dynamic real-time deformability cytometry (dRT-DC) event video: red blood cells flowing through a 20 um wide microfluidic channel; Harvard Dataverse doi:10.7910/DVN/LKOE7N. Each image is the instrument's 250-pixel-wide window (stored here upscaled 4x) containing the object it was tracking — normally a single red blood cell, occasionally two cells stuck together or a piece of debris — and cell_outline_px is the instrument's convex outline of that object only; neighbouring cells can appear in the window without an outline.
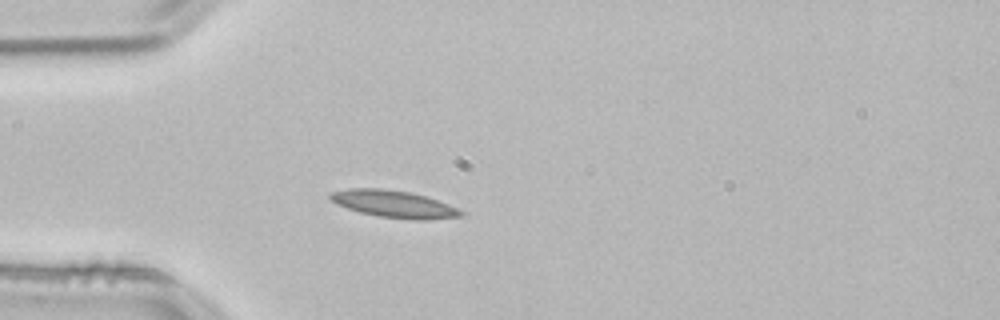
{"species": "common noctule bat (a hibernating species)", "species_latin": "Nyctalus noctula", "temperature_condition": "room temperature", "stored_images_in_passage": 8, "camera_frame_rate_fps": 3000, "um_per_image_px": 0.085, "animal": {"sex": "male", "body_mass_g": 21.5, "forearm_length_mm": 52.0}, "frame": {"image": 1, "passage_image": 1, "time_ms": 0.0, "image_size_px": [1000, 320], "cell_outline_px": [[464, 216], [428, 220], [412, 220], [376, 216], [360, 212], [336, 204], [328, 196], [332, 192], [348, 188], [380, 188], [408, 192], [424, 196], [448, 204], [464, 212]], "centroid_in_image_um": [33.48, 17.35], "position_along_channel_um": 51.5, "area_um2": 20.58}}